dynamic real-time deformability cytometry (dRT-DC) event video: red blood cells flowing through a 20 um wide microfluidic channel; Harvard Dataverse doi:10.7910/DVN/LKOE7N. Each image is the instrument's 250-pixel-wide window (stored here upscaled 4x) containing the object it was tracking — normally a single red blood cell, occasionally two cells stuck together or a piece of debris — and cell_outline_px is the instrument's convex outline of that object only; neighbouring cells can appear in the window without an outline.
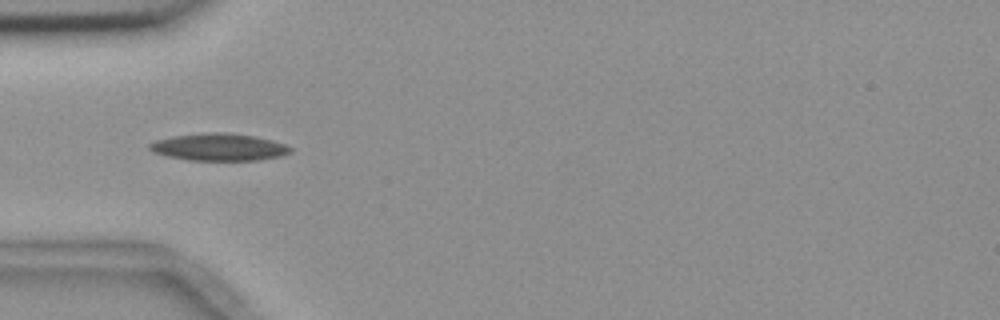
{"species": "common noctule bat (a hibernating species)", "species_latin": "Nyctalus noctula", "temperature_condition": "room temperature", "stored_images_in_passage": 6, "camera_frame_rate_fps": 3000, "um_per_image_px": 0.085, "animal": {"sex": "female", "body_mass_g": 18.4}, "frame": {"image": 1, "passage_image": 4, "time_ms": 3.667, "image_size_px": [1000, 320], "cell_outline_px": [[292, 152], [280, 156], [256, 160], [188, 160], [164, 156], [152, 152], [148, 148], [148, 144], [156, 140], [172, 136], [208, 132], [224, 132], [256, 136], [272, 140], [284, 144], [292, 148]], "centroid_in_image_um": [18.57, 12.5], "position_along_channel_um": 66.4, "area_um2": 22.48}}
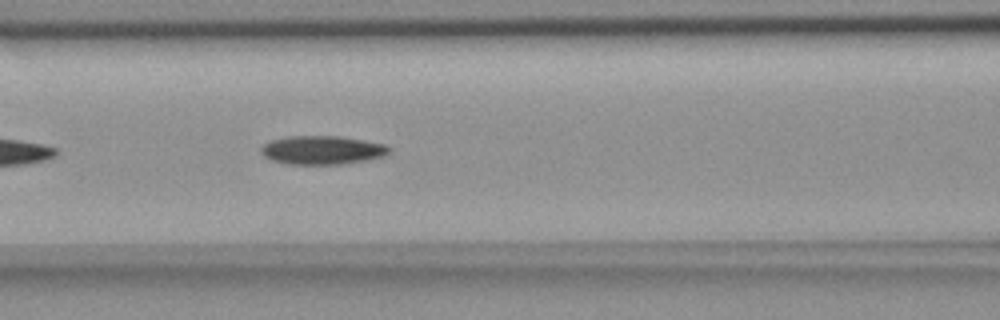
{"frame": {"image": 2, "passage_image": 6, "time_ms": 5.667, "image_size_px": [1000, 320], "cell_outline_px": [[392, 152], [388, 156], [368, 160], [344, 164], [288, 164], [272, 160], [264, 156], [260, 152], [260, 148], [268, 140], [288, 136], [336, 136], [384, 144], [392, 148]], "centroid_in_image_um": [27.41, 12.76], "position_along_channel_um": 139.2, "area_um2": 21.62}}